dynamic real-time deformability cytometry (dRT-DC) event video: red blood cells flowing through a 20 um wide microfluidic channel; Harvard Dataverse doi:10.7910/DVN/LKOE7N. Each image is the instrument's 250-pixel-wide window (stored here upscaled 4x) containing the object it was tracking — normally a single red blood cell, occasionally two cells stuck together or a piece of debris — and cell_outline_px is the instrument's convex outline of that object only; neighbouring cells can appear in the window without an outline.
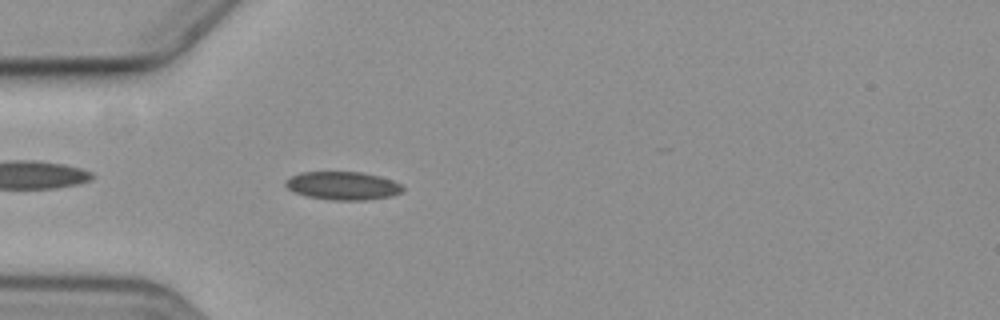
{"species": "common noctule bat (a hibernating species)", "species_latin": "Nyctalus noctula", "temperature_condition": "cold", "stored_images_in_passage": 3, "camera_frame_rate_fps": 3000, "um_per_image_px": 0.085, "animal": {"sex": "female", "body_mass_g": 19.3, "forearm_length_mm": 54.1}, "frame": {"image": 1, "passage_image": 3, "time_ms": 2.333, "image_size_px": [1000, 320], "cell_outline_px": [[404, 192], [392, 196], [368, 200], [332, 200], [308, 196], [296, 192], [288, 188], [284, 184], [284, 180], [300, 172], [364, 172], [380, 176], [392, 180], [400, 184], [404, 188]], "centroid_in_image_um": [29.18, 15.78], "position_along_channel_um": 55.8, "area_um2": 19.36}}